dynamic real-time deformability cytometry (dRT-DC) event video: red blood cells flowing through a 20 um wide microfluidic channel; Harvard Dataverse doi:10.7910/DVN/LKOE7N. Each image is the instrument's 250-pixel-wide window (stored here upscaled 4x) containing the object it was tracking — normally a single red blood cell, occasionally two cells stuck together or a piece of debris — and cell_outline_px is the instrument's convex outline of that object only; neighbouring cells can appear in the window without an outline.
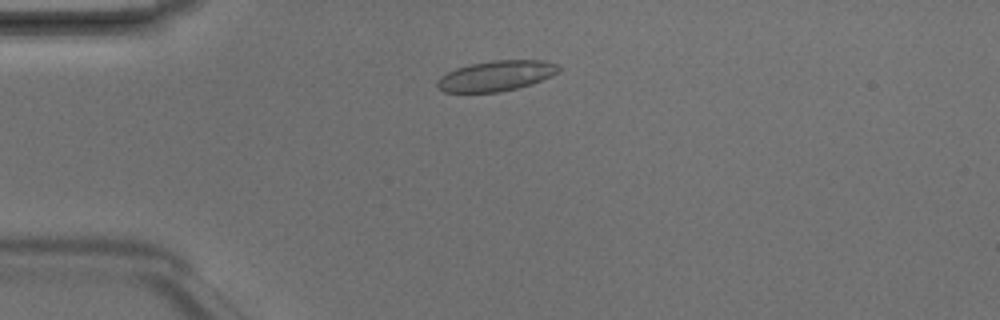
{"species": "Egyptian fruit bat (a non-hibernating species)", "species_latin": "Rousettus aegyptiacus", "temperature_condition": "room temperature", "stored_images_in_passage": 6, "camera_frame_rate_fps": 3000, "um_per_image_px": 0.085, "animal": {"sex": "male"}, "frame": {"image": 1, "passage_image": 3, "time_ms": 0.667, "image_size_px": [1000, 320], "cell_outline_px": [[560, 72], [540, 80], [516, 88], [500, 92], [444, 92], [436, 84], [440, 76], [456, 68], [472, 64], [492, 60], [540, 60], [556, 64], [560, 68]], "centroid_in_image_um": [42.16, 6.44], "position_along_channel_um": 42.8, "area_um2": 21.15}}